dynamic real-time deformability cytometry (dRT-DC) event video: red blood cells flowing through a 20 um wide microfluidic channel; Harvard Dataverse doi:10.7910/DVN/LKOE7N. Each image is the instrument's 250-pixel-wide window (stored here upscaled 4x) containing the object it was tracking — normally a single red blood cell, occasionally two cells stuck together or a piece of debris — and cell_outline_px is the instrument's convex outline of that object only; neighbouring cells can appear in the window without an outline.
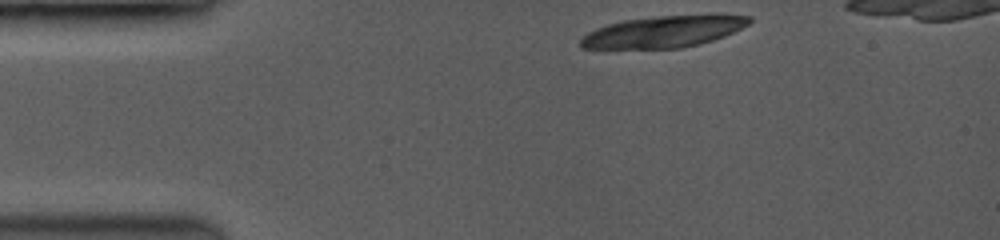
{"species": "common noctule bat (a hibernating species)", "species_latin": "Nyctalus noctula", "temperature_condition": "room temperature", "stored_images_in_passage": 23, "camera_frame_rate_fps": 3500, "um_per_image_px": 0.085, "animal": {"sex": "female", "body_mass_g": 19.0, "forearm_length_mm": 53.3}, "frame": {"image": 1, "passage_image": 1, "time_ms": 0.0, "image_size_px": [1000, 240], "cell_outline_px": [[752, 20], [748, 24], [724, 36], [712, 40], [680, 48], [584, 48], [580, 44], [580, 40], [588, 32], [596, 28], [608, 24], [624, 20], [660, 16], [752, 16]], "centroid_in_image_um": [56.33, 2.7], "position_along_channel_um": 28.7, "area_um2": 30.0}}